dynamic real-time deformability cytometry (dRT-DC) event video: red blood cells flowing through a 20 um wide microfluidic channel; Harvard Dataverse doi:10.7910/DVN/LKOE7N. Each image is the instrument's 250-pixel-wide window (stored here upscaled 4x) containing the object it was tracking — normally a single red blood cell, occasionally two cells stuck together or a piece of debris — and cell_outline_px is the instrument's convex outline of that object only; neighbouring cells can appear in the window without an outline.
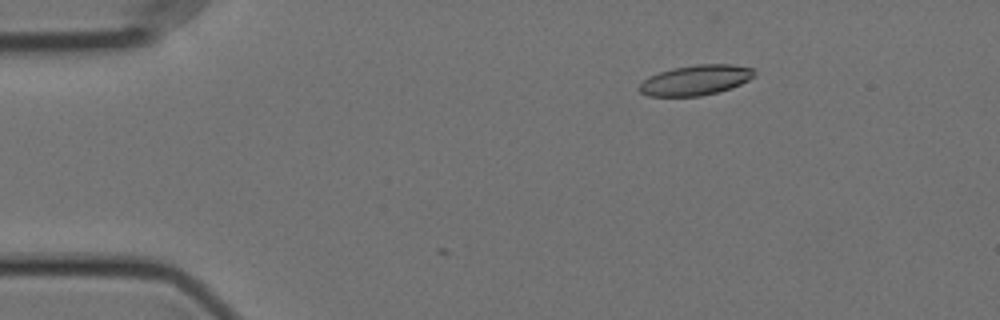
{"species": "Egyptian fruit bat (a non-hibernating species)", "species_latin": "Rousettus aegyptiacus", "temperature_condition": "cold", "stored_images_in_passage": 3, "camera_frame_rate_fps": 3000, "um_per_image_px": 0.085, "animal": {"sex": "female"}, "frame": {"image": 1, "passage_image": 3, "time_ms": 0.667, "image_size_px": [1000, 320], "cell_outline_px": [[756, 76], [732, 88], [700, 96], [648, 96], [640, 92], [636, 88], [648, 76], [672, 68], [696, 64], [732, 64], [752, 68], [756, 72]], "centroid_in_image_um": [59.12, 6.8], "position_along_channel_um": 25.9, "area_um2": 20.35}}